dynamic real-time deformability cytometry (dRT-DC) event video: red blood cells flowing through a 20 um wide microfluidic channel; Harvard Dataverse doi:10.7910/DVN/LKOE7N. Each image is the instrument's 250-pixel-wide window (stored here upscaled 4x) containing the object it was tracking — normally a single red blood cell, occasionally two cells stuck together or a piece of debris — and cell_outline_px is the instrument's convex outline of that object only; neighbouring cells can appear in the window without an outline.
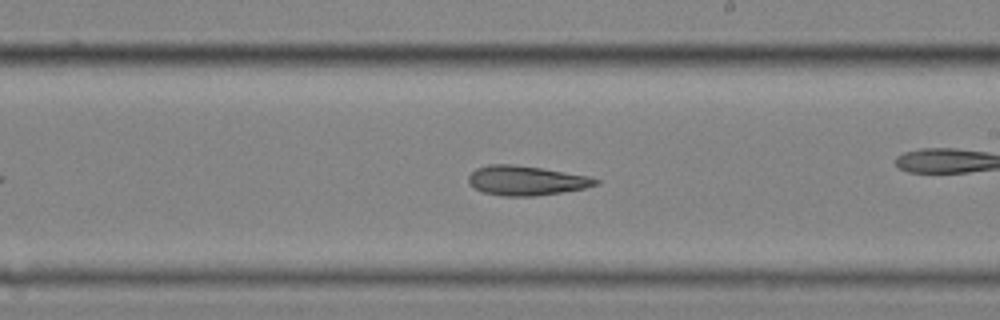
{"species": "common noctule bat (a hibernating species)", "species_latin": "Nyctalus noctula", "temperature_condition": "cold", "stored_images_in_passage": 43, "camera_frame_rate_fps": 3000, "um_per_image_px": 0.085, "animal": {"sex": "female", "body_mass_g": 25.1}, "frame": {"image": 1, "passage_image": 19, "time_ms": 6.0, "image_size_px": [1000, 320], "cell_outline_px": [[600, 184], [584, 188], [536, 196], [504, 196], [484, 192], [476, 188], [468, 180], [468, 176], [476, 168], [488, 164], [512, 164], [540, 168], [592, 176], [600, 180]], "centroid_in_image_um": [44.77, 15.34], "position_along_channel_um": 244.2, "area_um2": 21.79}}